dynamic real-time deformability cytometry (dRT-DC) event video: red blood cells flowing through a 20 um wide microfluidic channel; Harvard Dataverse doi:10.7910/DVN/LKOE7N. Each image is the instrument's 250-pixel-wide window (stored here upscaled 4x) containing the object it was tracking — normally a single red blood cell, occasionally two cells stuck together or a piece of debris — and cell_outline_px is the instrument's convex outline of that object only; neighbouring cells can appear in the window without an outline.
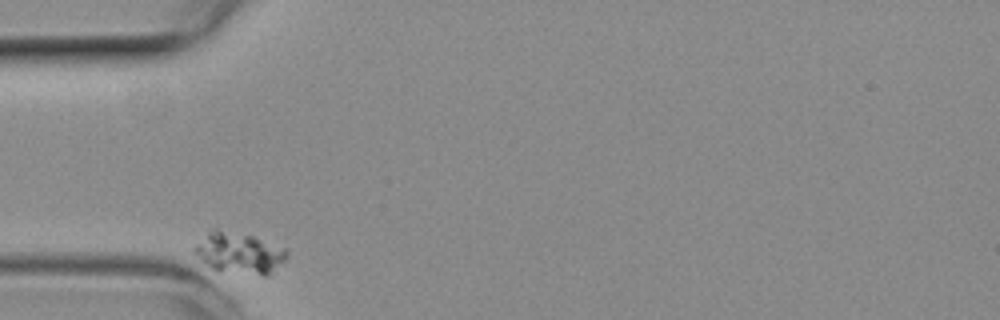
{"species": "common noctule bat (a hibernating species)", "species_latin": "Nyctalus noctula", "temperature_condition": "room temperature", "stored_images_in_passage": 32, "camera_frame_rate_fps": 3000, "um_per_image_px": 0.085, "animal": {"sex": "female", "body_mass_g": 19.3, "forearm_length_mm": 54.1}, "frame": {"image": 1, "passage_image": 1, "time_ms": 0.0, "image_size_px": [1000, 320], "cell_outline_px": [[288, 256], [272, 276], [264, 276], [220, 272], [212, 268], [192, 252], [192, 248], [208, 232], [216, 228], [252, 236], [288, 248]], "centroid_in_image_um": [20.39, 21.54], "position_along_channel_um": 64.6, "area_um2": 22.66}}
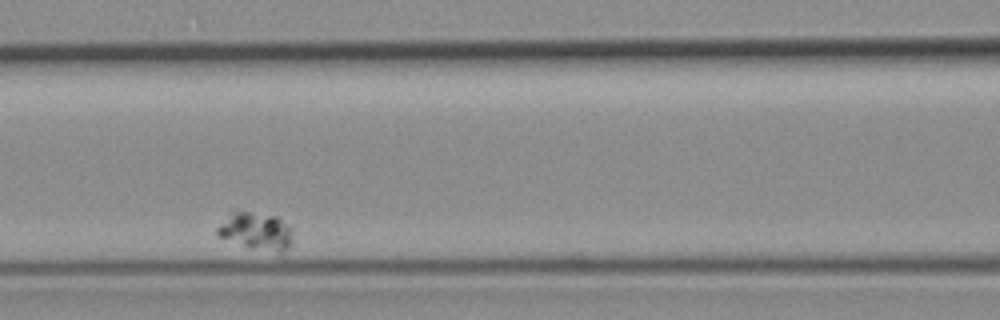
{"frame": {"image": 2, "passage_image": 10, "time_ms": 3.0, "image_size_px": [1000, 320], "cell_outline_px": [[292, 244], [280, 256], [248, 248], [216, 236], [216, 228], [232, 212], [248, 212], [276, 216], [288, 224], [292, 228]], "centroid_in_image_um": [21.82, 19.73], "position_along_channel_um": 144.8, "area_um2": 17.05}}
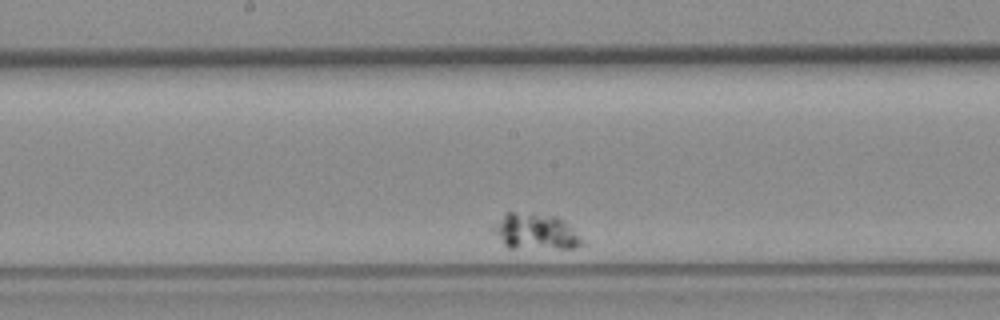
{"frame": {"image": 3, "passage_image": 16, "time_ms": 5.0, "image_size_px": [1000, 320], "cell_outline_px": [[588, 244], [572, 248], [508, 248], [488, 228], [508, 212], [512, 212], [556, 216], [572, 228]], "centroid_in_image_um": [45.5, 19.71], "position_along_channel_um": 202.7, "area_um2": 18.61}}